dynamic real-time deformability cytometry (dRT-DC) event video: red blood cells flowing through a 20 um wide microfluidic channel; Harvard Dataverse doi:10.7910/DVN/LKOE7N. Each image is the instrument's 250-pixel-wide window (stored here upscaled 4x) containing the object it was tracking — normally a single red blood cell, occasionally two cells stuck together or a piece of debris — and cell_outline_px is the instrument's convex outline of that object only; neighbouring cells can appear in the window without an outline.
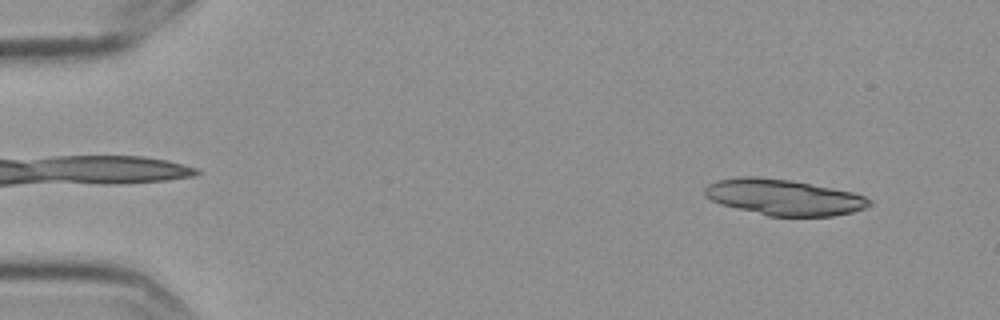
{"species": "Egyptian fruit bat (a non-hibernating species)", "species_latin": "Rousettus aegyptiacus", "temperature_condition": "cold", "stored_images_in_passage": 4, "camera_frame_rate_fps": 3000, "um_per_image_px": 0.085, "frame": {"image": 1, "passage_image": 1, "time_ms": 0.0, "image_size_px": [1000, 320], "cell_outline_px": [[872, 204], [864, 208], [852, 212], [832, 216], [768, 216], [720, 204], [712, 200], [704, 192], [704, 188], [708, 184], [716, 180], [740, 176], [756, 176], [788, 180], [832, 188], [852, 192], [864, 196], [872, 200]], "centroid_in_image_um": [66.61, 16.76], "position_along_channel_um": 18.4, "area_um2": 34.28}}